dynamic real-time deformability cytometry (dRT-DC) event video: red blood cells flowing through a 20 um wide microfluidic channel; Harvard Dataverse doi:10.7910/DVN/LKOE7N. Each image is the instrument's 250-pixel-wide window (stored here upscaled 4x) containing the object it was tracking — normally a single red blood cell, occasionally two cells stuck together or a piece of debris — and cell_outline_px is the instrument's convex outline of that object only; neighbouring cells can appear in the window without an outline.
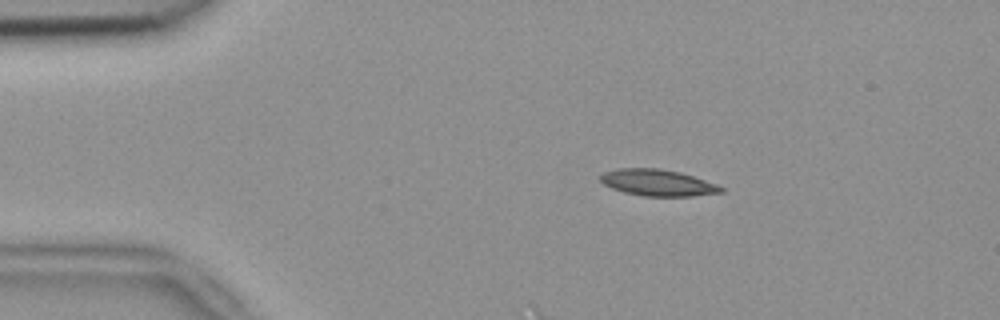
{"species": "common noctule bat (a hibernating species)", "species_latin": "Nyctalus noctula", "temperature_condition": "room temperature", "stored_images_in_passage": 9, "camera_frame_rate_fps": 3000, "um_per_image_px": 0.085, "animal": {"sex": "female", "body_mass_g": 18.4}, "frame": {"image": 1, "passage_image": 3, "time_ms": 0.667, "image_size_px": [1000, 320], "cell_outline_px": [[724, 192], [692, 196], [644, 196], [624, 192], [612, 188], [604, 184], [600, 180], [600, 176], [604, 172], [616, 168], [660, 168], [680, 172], [716, 184], [724, 188]], "centroid_in_image_um": [55.89, 15.52], "position_along_channel_um": 29.1, "area_um2": 18.55}}